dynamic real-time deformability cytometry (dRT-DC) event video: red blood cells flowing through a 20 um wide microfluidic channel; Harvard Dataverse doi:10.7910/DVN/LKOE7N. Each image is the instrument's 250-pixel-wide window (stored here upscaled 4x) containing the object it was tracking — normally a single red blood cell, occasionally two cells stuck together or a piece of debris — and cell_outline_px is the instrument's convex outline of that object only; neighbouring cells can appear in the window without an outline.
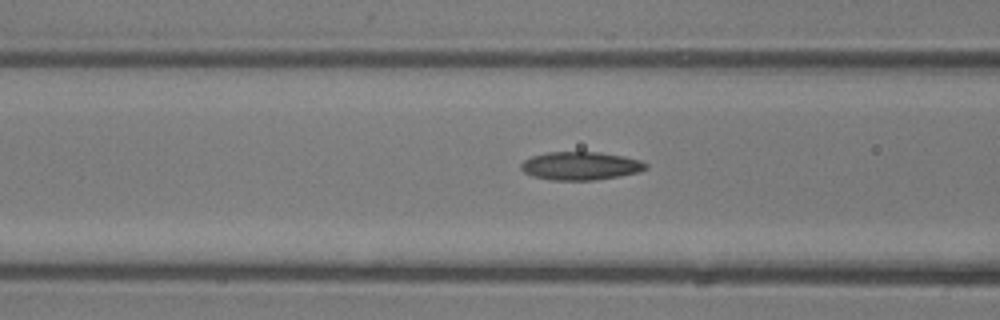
{"species": "common noctule bat (a hibernating species)", "species_latin": "Nyctalus noctula", "temperature_condition": "room temperature", "stored_images_in_passage": 5, "camera_frame_rate_fps": 3000, "um_per_image_px": 0.085, "animal": {"sex": "male", "body_mass_g": 13.3}, "frame": {"image": 1, "passage_image": 5, "time_ms": 1.333, "image_size_px": [1000, 320], "cell_outline_px": [[648, 168], [640, 172], [596, 180], [548, 180], [532, 176], [524, 172], [520, 168], [520, 164], [524, 160], [532, 156], [548, 152], [600, 152], [624, 156], [640, 160], [648, 164]], "centroid_in_image_um": [49.35, 14.1], "position_along_channel_um": 117.2, "area_um2": 20.69}}